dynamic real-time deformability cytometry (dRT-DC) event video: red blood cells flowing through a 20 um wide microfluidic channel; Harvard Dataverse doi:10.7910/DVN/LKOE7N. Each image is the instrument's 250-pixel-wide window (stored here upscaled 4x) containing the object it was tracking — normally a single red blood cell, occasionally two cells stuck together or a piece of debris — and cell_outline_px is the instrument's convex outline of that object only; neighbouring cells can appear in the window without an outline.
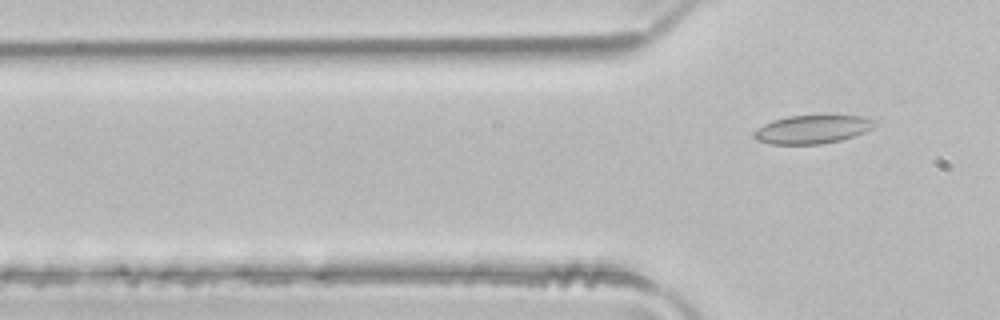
{"species": "common noctule bat (a hibernating species)", "species_latin": "Nyctalus noctula", "temperature_condition": "room temperature", "stored_images_in_passage": 3, "camera_frame_rate_fps": 3000, "um_per_image_px": 0.085, "animal": {"sex": "male", "body_mass_g": 21.5, "forearm_length_mm": 52.0}, "frame": {"image": 1, "passage_image": 3, "time_ms": 0.667, "image_size_px": [1000, 320], "cell_outline_px": [[880, 124], [864, 132], [840, 140], [820, 144], [768, 144], [756, 140], [752, 136], [752, 132], [764, 124], [772, 120], [788, 116], [836, 112], [864, 116], [880, 120]], "centroid_in_image_um": [69.14, 10.93], "position_along_channel_um": 56.7, "area_um2": 21.27}}